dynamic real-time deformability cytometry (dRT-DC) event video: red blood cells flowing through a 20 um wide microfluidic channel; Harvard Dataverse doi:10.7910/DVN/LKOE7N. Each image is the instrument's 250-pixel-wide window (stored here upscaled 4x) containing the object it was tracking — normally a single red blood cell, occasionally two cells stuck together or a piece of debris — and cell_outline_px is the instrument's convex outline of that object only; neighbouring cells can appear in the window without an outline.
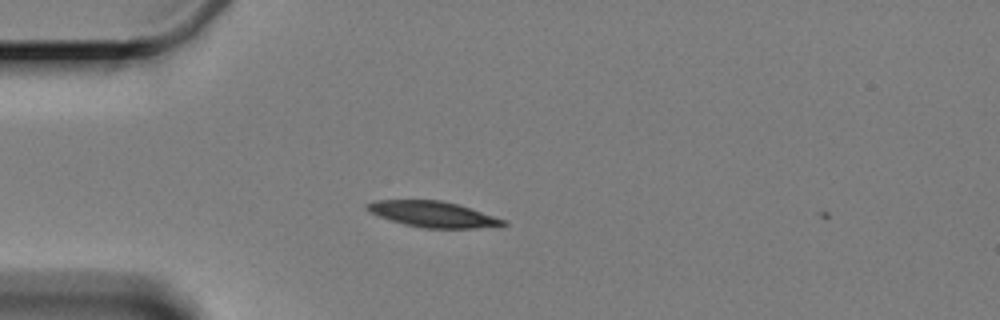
{"species": "Egyptian fruit bat (a non-hibernating species)", "species_latin": "Rousettus aegyptiacus", "temperature_condition": "cold", "stored_images_in_passage": 6, "camera_frame_rate_fps": 3000, "um_per_image_px": 0.085, "animal": {"sex": "female"}, "frame": {"image": 1, "passage_image": 1, "time_ms": 0.0, "image_size_px": [1000, 320], "cell_outline_px": [[508, 224], [500, 228], [424, 228], [404, 224], [368, 212], [364, 208], [364, 204], [372, 200], [440, 200], [456, 204], [508, 220]], "centroid_in_image_um": [36.84, 18.22], "position_along_channel_um": 48.2, "area_um2": 20.75}}
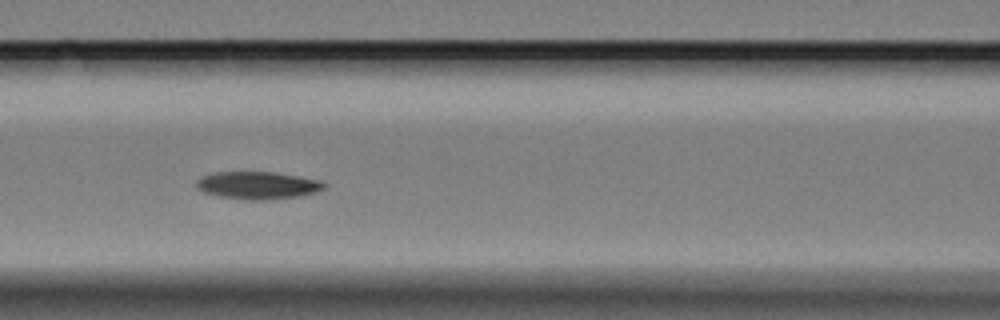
{"frame": {"image": 2, "passage_image": 4, "time_ms": 3.333, "image_size_px": [1000, 320], "cell_outline_px": [[328, 184], [324, 188], [316, 192], [300, 196], [268, 200], [248, 200], [220, 196], [204, 192], [196, 188], [196, 180], [204, 176], [216, 172], [276, 172], [300, 176], [320, 180]], "centroid_in_image_um": [21.95, 15.75], "position_along_channel_um": 144.7, "area_um2": 20.58}}
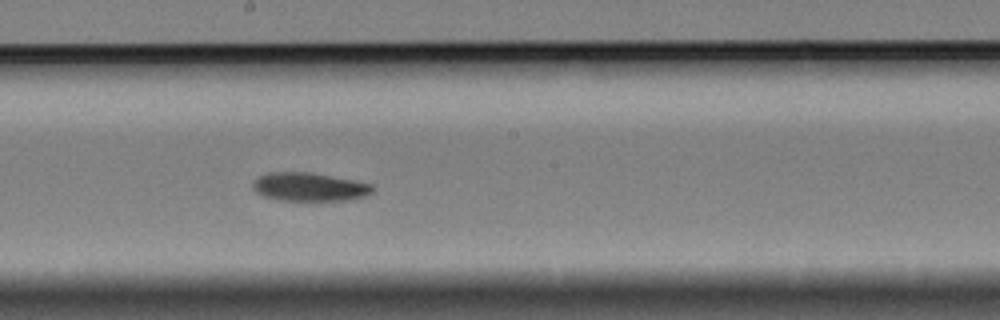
{"frame": {"image": 3, "passage_image": 6, "time_ms": 5.667, "image_size_px": [1000, 320], "cell_outline_px": [[376, 188], [372, 192], [364, 196], [348, 200], [280, 200], [264, 196], [256, 192], [252, 188], [252, 184], [260, 176], [268, 172], [312, 172], [356, 180], [376, 184]], "centroid_in_image_um": [26.36, 15.87], "position_along_channel_um": 221.8, "area_um2": 20.06}}